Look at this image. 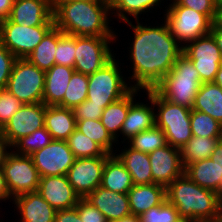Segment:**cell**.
<instances>
[{
    "label": "cell",
    "instance_id": "obj_17",
    "mask_svg": "<svg viewBox=\"0 0 222 222\" xmlns=\"http://www.w3.org/2000/svg\"><path fill=\"white\" fill-rule=\"evenodd\" d=\"M37 192L56 211L74 208L81 199L67 175L40 177Z\"/></svg>",
    "mask_w": 222,
    "mask_h": 222
},
{
    "label": "cell",
    "instance_id": "obj_16",
    "mask_svg": "<svg viewBox=\"0 0 222 222\" xmlns=\"http://www.w3.org/2000/svg\"><path fill=\"white\" fill-rule=\"evenodd\" d=\"M153 183L164 187L184 174L181 151L169 144L148 154Z\"/></svg>",
    "mask_w": 222,
    "mask_h": 222
},
{
    "label": "cell",
    "instance_id": "obj_7",
    "mask_svg": "<svg viewBox=\"0 0 222 222\" xmlns=\"http://www.w3.org/2000/svg\"><path fill=\"white\" fill-rule=\"evenodd\" d=\"M44 88L45 71L26 58H17L6 89L22 104H35L43 102Z\"/></svg>",
    "mask_w": 222,
    "mask_h": 222
},
{
    "label": "cell",
    "instance_id": "obj_36",
    "mask_svg": "<svg viewBox=\"0 0 222 222\" xmlns=\"http://www.w3.org/2000/svg\"><path fill=\"white\" fill-rule=\"evenodd\" d=\"M190 127L193 136L222 138V124L204 112L191 109Z\"/></svg>",
    "mask_w": 222,
    "mask_h": 222
},
{
    "label": "cell",
    "instance_id": "obj_48",
    "mask_svg": "<svg viewBox=\"0 0 222 222\" xmlns=\"http://www.w3.org/2000/svg\"><path fill=\"white\" fill-rule=\"evenodd\" d=\"M13 4L14 0H0V22L9 17Z\"/></svg>",
    "mask_w": 222,
    "mask_h": 222
},
{
    "label": "cell",
    "instance_id": "obj_12",
    "mask_svg": "<svg viewBox=\"0 0 222 222\" xmlns=\"http://www.w3.org/2000/svg\"><path fill=\"white\" fill-rule=\"evenodd\" d=\"M188 43L183 46L182 53L192 61L201 82H214L222 63V53L215 39L211 34H208Z\"/></svg>",
    "mask_w": 222,
    "mask_h": 222
},
{
    "label": "cell",
    "instance_id": "obj_3",
    "mask_svg": "<svg viewBox=\"0 0 222 222\" xmlns=\"http://www.w3.org/2000/svg\"><path fill=\"white\" fill-rule=\"evenodd\" d=\"M166 200L185 222L220 221L221 195L199 186L185 173L166 187Z\"/></svg>",
    "mask_w": 222,
    "mask_h": 222
},
{
    "label": "cell",
    "instance_id": "obj_28",
    "mask_svg": "<svg viewBox=\"0 0 222 222\" xmlns=\"http://www.w3.org/2000/svg\"><path fill=\"white\" fill-rule=\"evenodd\" d=\"M140 91L139 88H133L127 95L120 100L109 104L104 108L101 115V123L106 128L111 137L116 141L117 134L122 130V124L126 119L130 104L134 101V96Z\"/></svg>",
    "mask_w": 222,
    "mask_h": 222
},
{
    "label": "cell",
    "instance_id": "obj_42",
    "mask_svg": "<svg viewBox=\"0 0 222 222\" xmlns=\"http://www.w3.org/2000/svg\"><path fill=\"white\" fill-rule=\"evenodd\" d=\"M178 5L184 6L190 9H194L196 12L205 14L211 21H213L215 12L220 0H174Z\"/></svg>",
    "mask_w": 222,
    "mask_h": 222
},
{
    "label": "cell",
    "instance_id": "obj_30",
    "mask_svg": "<svg viewBox=\"0 0 222 222\" xmlns=\"http://www.w3.org/2000/svg\"><path fill=\"white\" fill-rule=\"evenodd\" d=\"M56 47L57 27L54 25L26 59L39 69L47 71L55 64Z\"/></svg>",
    "mask_w": 222,
    "mask_h": 222
},
{
    "label": "cell",
    "instance_id": "obj_13",
    "mask_svg": "<svg viewBox=\"0 0 222 222\" xmlns=\"http://www.w3.org/2000/svg\"><path fill=\"white\" fill-rule=\"evenodd\" d=\"M111 155L76 158L67 173L71 186L80 198H86L101 185L103 168Z\"/></svg>",
    "mask_w": 222,
    "mask_h": 222
},
{
    "label": "cell",
    "instance_id": "obj_55",
    "mask_svg": "<svg viewBox=\"0 0 222 222\" xmlns=\"http://www.w3.org/2000/svg\"><path fill=\"white\" fill-rule=\"evenodd\" d=\"M2 137V128L0 127V138Z\"/></svg>",
    "mask_w": 222,
    "mask_h": 222
},
{
    "label": "cell",
    "instance_id": "obj_31",
    "mask_svg": "<svg viewBox=\"0 0 222 222\" xmlns=\"http://www.w3.org/2000/svg\"><path fill=\"white\" fill-rule=\"evenodd\" d=\"M222 138L192 136L181 148V161L185 168L188 164L210 158Z\"/></svg>",
    "mask_w": 222,
    "mask_h": 222
},
{
    "label": "cell",
    "instance_id": "obj_5",
    "mask_svg": "<svg viewBox=\"0 0 222 222\" xmlns=\"http://www.w3.org/2000/svg\"><path fill=\"white\" fill-rule=\"evenodd\" d=\"M117 62L118 60L116 61L114 56L101 69L88 75L87 100L91 101V104L105 108L123 98L133 89L125 82L122 69Z\"/></svg>",
    "mask_w": 222,
    "mask_h": 222
},
{
    "label": "cell",
    "instance_id": "obj_20",
    "mask_svg": "<svg viewBox=\"0 0 222 222\" xmlns=\"http://www.w3.org/2000/svg\"><path fill=\"white\" fill-rule=\"evenodd\" d=\"M147 93L148 100L151 106L148 104L140 103L139 101H133L129 106L126 119L122 124L121 134L123 135L124 141L130 140L133 136L138 133L152 128L155 125V106H154V89L144 90Z\"/></svg>",
    "mask_w": 222,
    "mask_h": 222
},
{
    "label": "cell",
    "instance_id": "obj_38",
    "mask_svg": "<svg viewBox=\"0 0 222 222\" xmlns=\"http://www.w3.org/2000/svg\"><path fill=\"white\" fill-rule=\"evenodd\" d=\"M75 158L104 156L106 152L92 139L82 132L75 131L66 140Z\"/></svg>",
    "mask_w": 222,
    "mask_h": 222
},
{
    "label": "cell",
    "instance_id": "obj_57",
    "mask_svg": "<svg viewBox=\"0 0 222 222\" xmlns=\"http://www.w3.org/2000/svg\"><path fill=\"white\" fill-rule=\"evenodd\" d=\"M51 1H69V0H51Z\"/></svg>",
    "mask_w": 222,
    "mask_h": 222
},
{
    "label": "cell",
    "instance_id": "obj_53",
    "mask_svg": "<svg viewBox=\"0 0 222 222\" xmlns=\"http://www.w3.org/2000/svg\"><path fill=\"white\" fill-rule=\"evenodd\" d=\"M115 222H140L139 216L130 215Z\"/></svg>",
    "mask_w": 222,
    "mask_h": 222
},
{
    "label": "cell",
    "instance_id": "obj_32",
    "mask_svg": "<svg viewBox=\"0 0 222 222\" xmlns=\"http://www.w3.org/2000/svg\"><path fill=\"white\" fill-rule=\"evenodd\" d=\"M76 129L88 138L94 140L106 153L113 155V144L116 142L102 125L101 120H79L76 121Z\"/></svg>",
    "mask_w": 222,
    "mask_h": 222
},
{
    "label": "cell",
    "instance_id": "obj_19",
    "mask_svg": "<svg viewBox=\"0 0 222 222\" xmlns=\"http://www.w3.org/2000/svg\"><path fill=\"white\" fill-rule=\"evenodd\" d=\"M85 199L101 211L107 222H115L132 215L127 194L109 191L99 186Z\"/></svg>",
    "mask_w": 222,
    "mask_h": 222
},
{
    "label": "cell",
    "instance_id": "obj_34",
    "mask_svg": "<svg viewBox=\"0 0 222 222\" xmlns=\"http://www.w3.org/2000/svg\"><path fill=\"white\" fill-rule=\"evenodd\" d=\"M162 0H113L110 4L111 12L115 11L117 18L122 21L129 22L128 15L133 16L137 21L139 15L150 11L154 6H159ZM147 10V11H146ZM126 13L128 14L126 16Z\"/></svg>",
    "mask_w": 222,
    "mask_h": 222
},
{
    "label": "cell",
    "instance_id": "obj_33",
    "mask_svg": "<svg viewBox=\"0 0 222 222\" xmlns=\"http://www.w3.org/2000/svg\"><path fill=\"white\" fill-rule=\"evenodd\" d=\"M87 93L88 75L74 71L63 100L57 106L73 109L87 99Z\"/></svg>",
    "mask_w": 222,
    "mask_h": 222
},
{
    "label": "cell",
    "instance_id": "obj_29",
    "mask_svg": "<svg viewBox=\"0 0 222 222\" xmlns=\"http://www.w3.org/2000/svg\"><path fill=\"white\" fill-rule=\"evenodd\" d=\"M192 109L204 112L222 124V88L214 82L202 83Z\"/></svg>",
    "mask_w": 222,
    "mask_h": 222
},
{
    "label": "cell",
    "instance_id": "obj_54",
    "mask_svg": "<svg viewBox=\"0 0 222 222\" xmlns=\"http://www.w3.org/2000/svg\"><path fill=\"white\" fill-rule=\"evenodd\" d=\"M214 83L219 85L222 88V63L219 66V70H218V72L216 74V78L214 80Z\"/></svg>",
    "mask_w": 222,
    "mask_h": 222
},
{
    "label": "cell",
    "instance_id": "obj_51",
    "mask_svg": "<svg viewBox=\"0 0 222 222\" xmlns=\"http://www.w3.org/2000/svg\"><path fill=\"white\" fill-rule=\"evenodd\" d=\"M210 158L212 160H217V163H219V166L222 168V140L218 142Z\"/></svg>",
    "mask_w": 222,
    "mask_h": 222
},
{
    "label": "cell",
    "instance_id": "obj_56",
    "mask_svg": "<svg viewBox=\"0 0 222 222\" xmlns=\"http://www.w3.org/2000/svg\"><path fill=\"white\" fill-rule=\"evenodd\" d=\"M104 1H106V2H108V3L111 4V2H112L113 0H104Z\"/></svg>",
    "mask_w": 222,
    "mask_h": 222
},
{
    "label": "cell",
    "instance_id": "obj_18",
    "mask_svg": "<svg viewBox=\"0 0 222 222\" xmlns=\"http://www.w3.org/2000/svg\"><path fill=\"white\" fill-rule=\"evenodd\" d=\"M8 19L29 27L54 25L51 0H14Z\"/></svg>",
    "mask_w": 222,
    "mask_h": 222
},
{
    "label": "cell",
    "instance_id": "obj_26",
    "mask_svg": "<svg viewBox=\"0 0 222 222\" xmlns=\"http://www.w3.org/2000/svg\"><path fill=\"white\" fill-rule=\"evenodd\" d=\"M116 156L132 176L134 185L153 183L148 153L140 152L129 146V148H125L122 152L116 154Z\"/></svg>",
    "mask_w": 222,
    "mask_h": 222
},
{
    "label": "cell",
    "instance_id": "obj_35",
    "mask_svg": "<svg viewBox=\"0 0 222 222\" xmlns=\"http://www.w3.org/2000/svg\"><path fill=\"white\" fill-rule=\"evenodd\" d=\"M130 147L144 153H151L154 150L167 145L164 132L156 125L133 136L128 140Z\"/></svg>",
    "mask_w": 222,
    "mask_h": 222
},
{
    "label": "cell",
    "instance_id": "obj_37",
    "mask_svg": "<svg viewBox=\"0 0 222 222\" xmlns=\"http://www.w3.org/2000/svg\"><path fill=\"white\" fill-rule=\"evenodd\" d=\"M51 134L44 127L35 130L28 136L21 137L11 147L18 155H32L35 151L44 148L52 142Z\"/></svg>",
    "mask_w": 222,
    "mask_h": 222
},
{
    "label": "cell",
    "instance_id": "obj_14",
    "mask_svg": "<svg viewBox=\"0 0 222 222\" xmlns=\"http://www.w3.org/2000/svg\"><path fill=\"white\" fill-rule=\"evenodd\" d=\"M30 156L40 177L67 175L76 159L66 140H52Z\"/></svg>",
    "mask_w": 222,
    "mask_h": 222
},
{
    "label": "cell",
    "instance_id": "obj_46",
    "mask_svg": "<svg viewBox=\"0 0 222 222\" xmlns=\"http://www.w3.org/2000/svg\"><path fill=\"white\" fill-rule=\"evenodd\" d=\"M54 222H83L78 214L77 209L59 210L55 214Z\"/></svg>",
    "mask_w": 222,
    "mask_h": 222
},
{
    "label": "cell",
    "instance_id": "obj_22",
    "mask_svg": "<svg viewBox=\"0 0 222 222\" xmlns=\"http://www.w3.org/2000/svg\"><path fill=\"white\" fill-rule=\"evenodd\" d=\"M217 160L206 158L188 164L184 173L196 184L222 196V168Z\"/></svg>",
    "mask_w": 222,
    "mask_h": 222
},
{
    "label": "cell",
    "instance_id": "obj_10",
    "mask_svg": "<svg viewBox=\"0 0 222 222\" xmlns=\"http://www.w3.org/2000/svg\"><path fill=\"white\" fill-rule=\"evenodd\" d=\"M2 170L12 198L37 192L40 175L31 156L18 155L11 151L6 157Z\"/></svg>",
    "mask_w": 222,
    "mask_h": 222
},
{
    "label": "cell",
    "instance_id": "obj_1",
    "mask_svg": "<svg viewBox=\"0 0 222 222\" xmlns=\"http://www.w3.org/2000/svg\"><path fill=\"white\" fill-rule=\"evenodd\" d=\"M137 25L128 26L134 31V41L130 46V58L133 63V74L130 77L134 83L131 86L139 89L154 88L165 75L169 73L177 58L182 54L180 45L164 22L162 26H143L139 20Z\"/></svg>",
    "mask_w": 222,
    "mask_h": 222
},
{
    "label": "cell",
    "instance_id": "obj_27",
    "mask_svg": "<svg viewBox=\"0 0 222 222\" xmlns=\"http://www.w3.org/2000/svg\"><path fill=\"white\" fill-rule=\"evenodd\" d=\"M133 180L125 165L115 155H111L103 168L101 187L109 191L127 194L133 187Z\"/></svg>",
    "mask_w": 222,
    "mask_h": 222
},
{
    "label": "cell",
    "instance_id": "obj_11",
    "mask_svg": "<svg viewBox=\"0 0 222 222\" xmlns=\"http://www.w3.org/2000/svg\"><path fill=\"white\" fill-rule=\"evenodd\" d=\"M54 25L29 27L11 22H0V43L16 58H27Z\"/></svg>",
    "mask_w": 222,
    "mask_h": 222
},
{
    "label": "cell",
    "instance_id": "obj_15",
    "mask_svg": "<svg viewBox=\"0 0 222 222\" xmlns=\"http://www.w3.org/2000/svg\"><path fill=\"white\" fill-rule=\"evenodd\" d=\"M45 109L46 105L43 102L23 104L2 129V136L12 146L21 137L44 127Z\"/></svg>",
    "mask_w": 222,
    "mask_h": 222
},
{
    "label": "cell",
    "instance_id": "obj_39",
    "mask_svg": "<svg viewBox=\"0 0 222 222\" xmlns=\"http://www.w3.org/2000/svg\"><path fill=\"white\" fill-rule=\"evenodd\" d=\"M76 36L64 34L57 28V47L55 50V64L74 68Z\"/></svg>",
    "mask_w": 222,
    "mask_h": 222
},
{
    "label": "cell",
    "instance_id": "obj_2",
    "mask_svg": "<svg viewBox=\"0 0 222 222\" xmlns=\"http://www.w3.org/2000/svg\"><path fill=\"white\" fill-rule=\"evenodd\" d=\"M54 25L72 36H116L109 27L110 3L104 0L51 1ZM115 34V35H114Z\"/></svg>",
    "mask_w": 222,
    "mask_h": 222
},
{
    "label": "cell",
    "instance_id": "obj_4",
    "mask_svg": "<svg viewBox=\"0 0 222 222\" xmlns=\"http://www.w3.org/2000/svg\"><path fill=\"white\" fill-rule=\"evenodd\" d=\"M201 85L197 69L192 61L182 53L169 73L153 89L162 98L192 109Z\"/></svg>",
    "mask_w": 222,
    "mask_h": 222
},
{
    "label": "cell",
    "instance_id": "obj_47",
    "mask_svg": "<svg viewBox=\"0 0 222 222\" xmlns=\"http://www.w3.org/2000/svg\"><path fill=\"white\" fill-rule=\"evenodd\" d=\"M8 148V150H7ZM10 148V150H9ZM9 142L2 136L0 138V169L3 168L7 155L12 151Z\"/></svg>",
    "mask_w": 222,
    "mask_h": 222
},
{
    "label": "cell",
    "instance_id": "obj_9",
    "mask_svg": "<svg viewBox=\"0 0 222 222\" xmlns=\"http://www.w3.org/2000/svg\"><path fill=\"white\" fill-rule=\"evenodd\" d=\"M116 36H76L74 69L85 75L101 69L113 57L110 44Z\"/></svg>",
    "mask_w": 222,
    "mask_h": 222
},
{
    "label": "cell",
    "instance_id": "obj_44",
    "mask_svg": "<svg viewBox=\"0 0 222 222\" xmlns=\"http://www.w3.org/2000/svg\"><path fill=\"white\" fill-rule=\"evenodd\" d=\"M72 110L76 121L86 119L97 120L101 118L104 108L101 105L91 104V101L86 99Z\"/></svg>",
    "mask_w": 222,
    "mask_h": 222
},
{
    "label": "cell",
    "instance_id": "obj_24",
    "mask_svg": "<svg viewBox=\"0 0 222 222\" xmlns=\"http://www.w3.org/2000/svg\"><path fill=\"white\" fill-rule=\"evenodd\" d=\"M74 71V68L57 64L45 71L43 103L46 106H56L63 100Z\"/></svg>",
    "mask_w": 222,
    "mask_h": 222
},
{
    "label": "cell",
    "instance_id": "obj_52",
    "mask_svg": "<svg viewBox=\"0 0 222 222\" xmlns=\"http://www.w3.org/2000/svg\"><path fill=\"white\" fill-rule=\"evenodd\" d=\"M210 34L215 39L216 44L222 53V29H211Z\"/></svg>",
    "mask_w": 222,
    "mask_h": 222
},
{
    "label": "cell",
    "instance_id": "obj_40",
    "mask_svg": "<svg viewBox=\"0 0 222 222\" xmlns=\"http://www.w3.org/2000/svg\"><path fill=\"white\" fill-rule=\"evenodd\" d=\"M139 219L140 222H185L176 208L167 200L143 212L139 215Z\"/></svg>",
    "mask_w": 222,
    "mask_h": 222
},
{
    "label": "cell",
    "instance_id": "obj_23",
    "mask_svg": "<svg viewBox=\"0 0 222 222\" xmlns=\"http://www.w3.org/2000/svg\"><path fill=\"white\" fill-rule=\"evenodd\" d=\"M127 195L131 214L139 216L166 200V187L156 183L133 185Z\"/></svg>",
    "mask_w": 222,
    "mask_h": 222
},
{
    "label": "cell",
    "instance_id": "obj_21",
    "mask_svg": "<svg viewBox=\"0 0 222 222\" xmlns=\"http://www.w3.org/2000/svg\"><path fill=\"white\" fill-rule=\"evenodd\" d=\"M12 200L21 214L19 222H54L57 211L38 192L21 194Z\"/></svg>",
    "mask_w": 222,
    "mask_h": 222
},
{
    "label": "cell",
    "instance_id": "obj_41",
    "mask_svg": "<svg viewBox=\"0 0 222 222\" xmlns=\"http://www.w3.org/2000/svg\"><path fill=\"white\" fill-rule=\"evenodd\" d=\"M22 105L20 100L12 95L8 89L0 90V127L2 129Z\"/></svg>",
    "mask_w": 222,
    "mask_h": 222
},
{
    "label": "cell",
    "instance_id": "obj_43",
    "mask_svg": "<svg viewBox=\"0 0 222 222\" xmlns=\"http://www.w3.org/2000/svg\"><path fill=\"white\" fill-rule=\"evenodd\" d=\"M16 59L17 58L0 43V90L7 87Z\"/></svg>",
    "mask_w": 222,
    "mask_h": 222
},
{
    "label": "cell",
    "instance_id": "obj_49",
    "mask_svg": "<svg viewBox=\"0 0 222 222\" xmlns=\"http://www.w3.org/2000/svg\"><path fill=\"white\" fill-rule=\"evenodd\" d=\"M10 198L13 199L7 189L3 170L0 169V202H1V200L5 201L7 199L9 200Z\"/></svg>",
    "mask_w": 222,
    "mask_h": 222
},
{
    "label": "cell",
    "instance_id": "obj_45",
    "mask_svg": "<svg viewBox=\"0 0 222 222\" xmlns=\"http://www.w3.org/2000/svg\"><path fill=\"white\" fill-rule=\"evenodd\" d=\"M75 208L83 222H107L101 211L85 198H81Z\"/></svg>",
    "mask_w": 222,
    "mask_h": 222
},
{
    "label": "cell",
    "instance_id": "obj_25",
    "mask_svg": "<svg viewBox=\"0 0 222 222\" xmlns=\"http://www.w3.org/2000/svg\"><path fill=\"white\" fill-rule=\"evenodd\" d=\"M44 126L53 140H67L76 129L73 110L60 106H46Z\"/></svg>",
    "mask_w": 222,
    "mask_h": 222
},
{
    "label": "cell",
    "instance_id": "obj_50",
    "mask_svg": "<svg viewBox=\"0 0 222 222\" xmlns=\"http://www.w3.org/2000/svg\"><path fill=\"white\" fill-rule=\"evenodd\" d=\"M211 29H222V1L219 3L215 12L213 21L211 23Z\"/></svg>",
    "mask_w": 222,
    "mask_h": 222
},
{
    "label": "cell",
    "instance_id": "obj_8",
    "mask_svg": "<svg viewBox=\"0 0 222 222\" xmlns=\"http://www.w3.org/2000/svg\"><path fill=\"white\" fill-rule=\"evenodd\" d=\"M165 12L164 21L180 45L183 43L185 46L188 42L210 34L212 21L205 14L180 6L174 0Z\"/></svg>",
    "mask_w": 222,
    "mask_h": 222
},
{
    "label": "cell",
    "instance_id": "obj_6",
    "mask_svg": "<svg viewBox=\"0 0 222 222\" xmlns=\"http://www.w3.org/2000/svg\"><path fill=\"white\" fill-rule=\"evenodd\" d=\"M155 125L165 134L167 144L180 149L193 136L190 127L191 109L162 98L154 90Z\"/></svg>",
    "mask_w": 222,
    "mask_h": 222
}]
</instances>
